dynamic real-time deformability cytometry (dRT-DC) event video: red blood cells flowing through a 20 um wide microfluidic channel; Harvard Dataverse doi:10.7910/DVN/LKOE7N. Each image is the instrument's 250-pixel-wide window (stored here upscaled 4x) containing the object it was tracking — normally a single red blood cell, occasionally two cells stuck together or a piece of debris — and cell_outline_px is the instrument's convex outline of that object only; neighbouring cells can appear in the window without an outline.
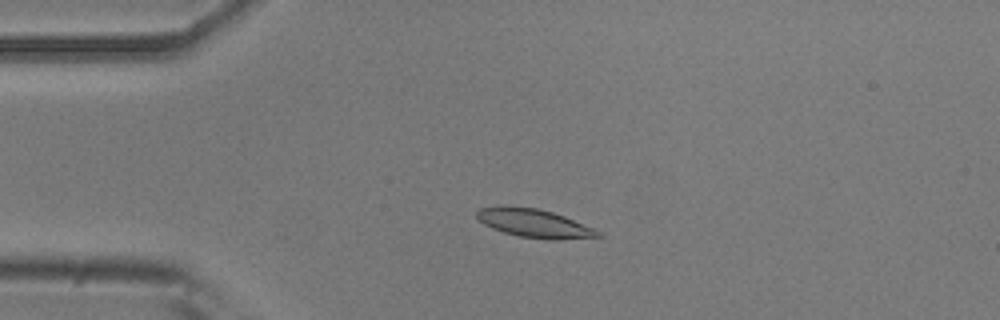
{"species": "common noctule bat (a hibernating species)", "species_latin": "Nyctalus noctula", "temperature_condition": "room temperature", "stored_images_in_passage": 45, "camera_frame_rate_fps": 3000, "um_per_image_px": 0.085, "animal": {"sex": "male", "body_mass_g": 20.5, "forearm_length_mm": 52.5}, "frame": {"image": 1, "passage_image": 4, "time_ms": 1.0, "image_size_px": [1000, 320], "cell_outline_px": [[584, 236], [528, 236], [512, 232], [500, 228], [492, 224], [492, 208], [528, 208], [548, 212], [560, 216], [576, 224]], "centroid_in_image_um": [45.36, 18.93], "position_along_channel_um": 39.6, "area_um2": 13.81}}
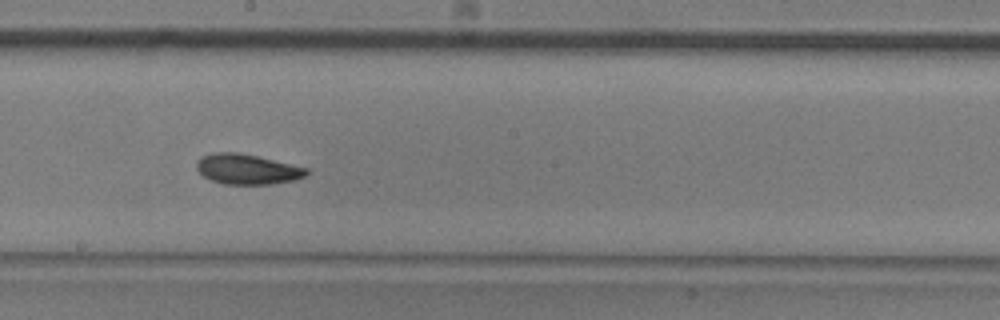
{"frame": {"image": 2, "passage_image": 21, "time_ms": 6.667, "image_size_px": [1000, 320], "cell_outline_px": [[304, 172], [300, 176], [280, 180], [220, 180], [208, 176], [200, 168], [200, 164], [208, 156], [248, 156], [300, 168]], "centroid_in_image_um": [21.0, 14.35], "position_along_channel_um": 227.2, "area_um2": 14.05}}
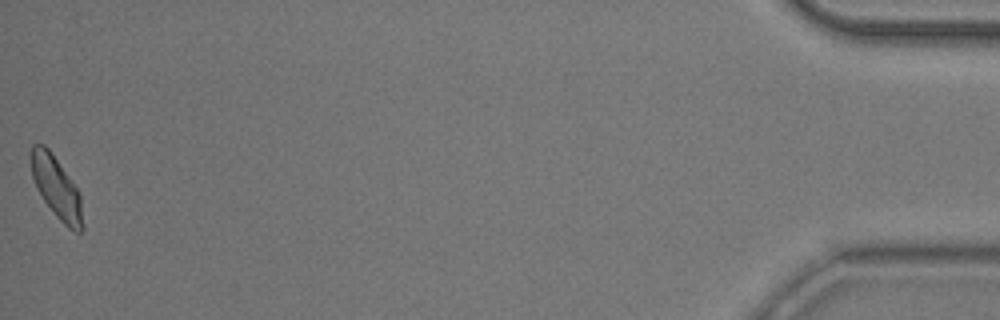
{"frame": {"image": 3, "passage_image": 45, "time_ms": 14.667, "image_size_px": [1000, 320], "cell_outline_px": [[80, 228], [68, 224], [48, 204], [40, 192], [36, 184], [32, 172], [32, 152], [44, 148], [52, 156], [76, 192], [80, 216]], "centroid_in_image_um": [4.72, 15.91], "position_along_channel_um": 430.5, "area_um2": 14.68}}